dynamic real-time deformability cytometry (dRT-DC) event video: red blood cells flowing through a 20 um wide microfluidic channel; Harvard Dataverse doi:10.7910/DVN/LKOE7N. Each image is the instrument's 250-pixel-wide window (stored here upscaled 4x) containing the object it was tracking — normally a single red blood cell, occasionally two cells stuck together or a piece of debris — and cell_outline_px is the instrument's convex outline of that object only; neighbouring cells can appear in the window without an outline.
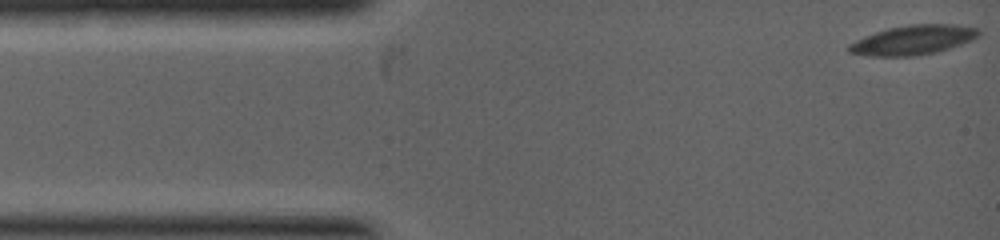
{"species": "common noctule bat (a hibernating species)", "species_latin": "Nyctalus noctula", "temperature_condition": "warm", "stored_images_in_passage": 10, "camera_frame_rate_fps": 5000, "um_per_image_px": 0.085, "animal": {"sex": "female", "body_mass_g": 19.0, "forearm_length_mm": 53.3}, "frame": {"image": 1, "passage_image": 1, "time_ms": 0.0, "image_size_px": [1000, 240], "cell_outline_px": [[980, 32], [972, 40], [936, 52], [916, 56], [868, 56], [848, 52], [848, 44], [864, 36], [888, 28], [912, 24], [952, 24], [976, 28]], "centroid_in_image_um": [77.57, 3.4], "position_along_channel_um": 7.4, "area_um2": 22.08}}